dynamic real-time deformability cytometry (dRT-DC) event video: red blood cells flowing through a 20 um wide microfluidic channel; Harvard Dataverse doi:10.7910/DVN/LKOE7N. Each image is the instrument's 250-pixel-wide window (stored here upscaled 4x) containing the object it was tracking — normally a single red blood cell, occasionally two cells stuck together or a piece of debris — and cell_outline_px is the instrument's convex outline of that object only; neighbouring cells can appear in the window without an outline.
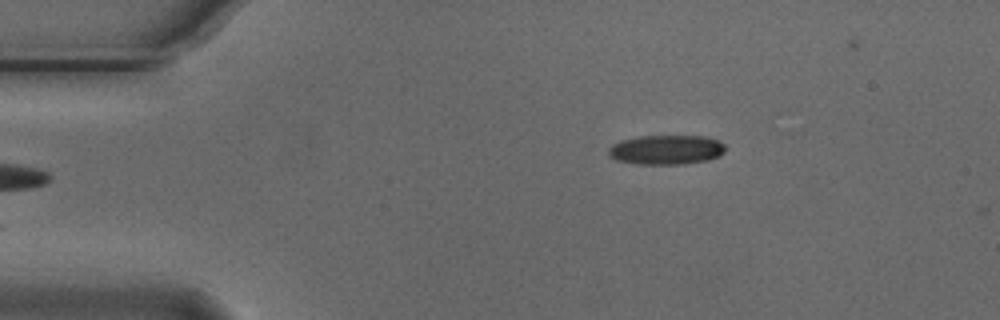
{"species": "Egyptian fruit bat (a non-hibernating species)", "species_latin": "Rousettus aegyptiacus", "temperature_condition": "cold", "stored_images_in_passage": 5, "camera_frame_rate_fps": 3000, "um_per_image_px": 0.085, "animal": {"sex": "male"}, "frame": {"image": 1, "passage_image": 5, "time_ms": 1.333, "image_size_px": [1000, 320], "cell_outline_px": [[724, 152], [720, 156], [708, 160], [684, 164], [636, 164], [616, 160], [608, 156], [608, 148], [612, 144], [620, 140], [640, 136], [704, 136], [720, 140], [724, 144]], "centroid_in_image_um": [56.62, 12.73], "position_along_channel_um": 28.4, "area_um2": 20.35}}